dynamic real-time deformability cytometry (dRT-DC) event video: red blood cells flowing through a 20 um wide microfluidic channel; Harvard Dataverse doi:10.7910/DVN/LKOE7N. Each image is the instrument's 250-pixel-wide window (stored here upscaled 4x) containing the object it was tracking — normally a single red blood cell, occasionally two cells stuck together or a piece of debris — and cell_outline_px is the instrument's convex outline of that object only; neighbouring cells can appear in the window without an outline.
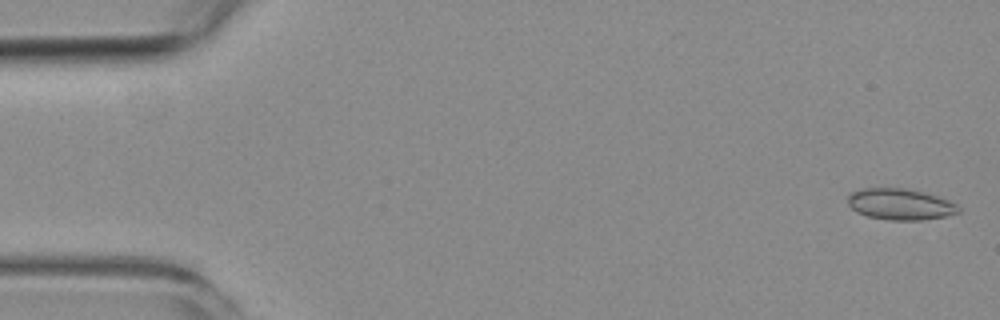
{"species": "common noctule bat (a hibernating species)", "species_latin": "Nyctalus noctula", "temperature_condition": "room temperature", "stored_images_in_passage": 8, "camera_frame_rate_fps": 3000, "um_per_image_px": 0.085, "animal": {"sex": "female", "body_mass_g": 19.3, "forearm_length_mm": 54.1}, "frame": {"image": 1, "passage_image": 1, "time_ms": 0.0, "image_size_px": [1000, 320], "cell_outline_px": [[960, 212], [944, 216], [920, 220], [888, 220], [868, 216], [856, 212], [848, 204], [848, 192], [864, 188], [904, 188], [924, 192], [948, 200], [956, 204], [960, 208]], "centroid_in_image_um": [76.48, 17.35], "position_along_channel_um": 8.5, "area_um2": 20.11}}
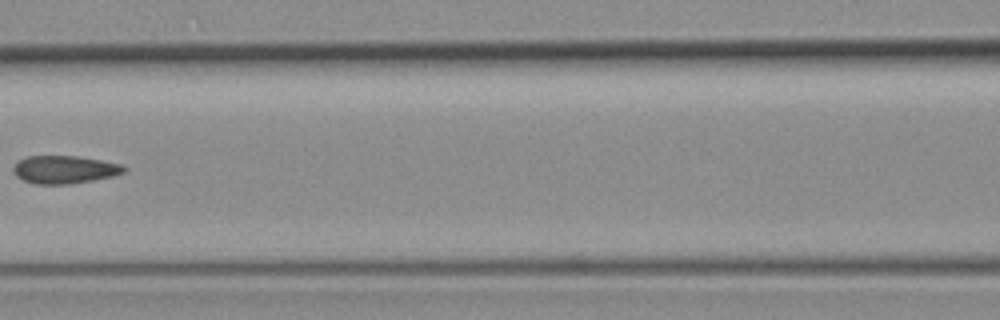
{"frame": {"image": 2, "passage_image": 7, "time_ms": 7.667, "image_size_px": [1000, 320], "cell_outline_px": [[128, 168], [124, 172], [112, 176], [92, 180], [68, 184], [36, 184], [24, 180], [16, 176], [12, 172], [12, 168], [20, 160], [28, 156], [76, 156], [124, 164]], "centroid_in_image_um": [5.5, 14.41], "position_along_channel_um": 161.1, "area_um2": 17.92}}
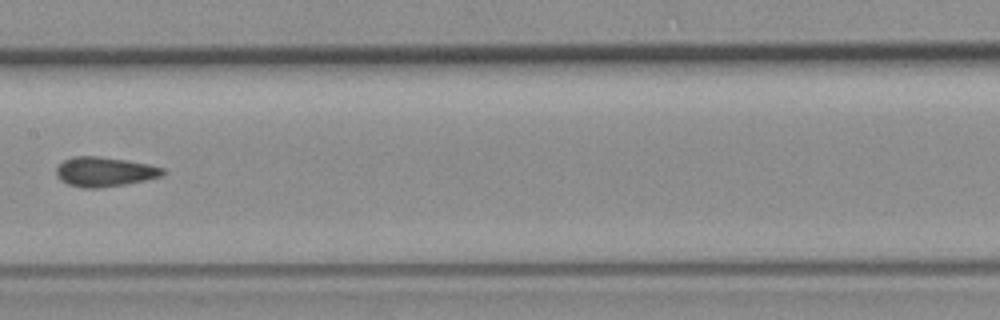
{"frame": {"image": 3, "passage_image": 8, "time_ms": 8.667, "image_size_px": [1000, 320], "cell_outline_px": [[168, 172], [164, 176], [124, 184], [96, 188], [84, 188], [68, 184], [60, 180], [56, 176], [56, 168], [64, 160], [72, 156], [100, 156], [128, 160], [148, 164], [164, 168]], "centroid_in_image_um": [8.91, 14.59], "position_along_channel_um": 198.5, "area_um2": 18.5}}